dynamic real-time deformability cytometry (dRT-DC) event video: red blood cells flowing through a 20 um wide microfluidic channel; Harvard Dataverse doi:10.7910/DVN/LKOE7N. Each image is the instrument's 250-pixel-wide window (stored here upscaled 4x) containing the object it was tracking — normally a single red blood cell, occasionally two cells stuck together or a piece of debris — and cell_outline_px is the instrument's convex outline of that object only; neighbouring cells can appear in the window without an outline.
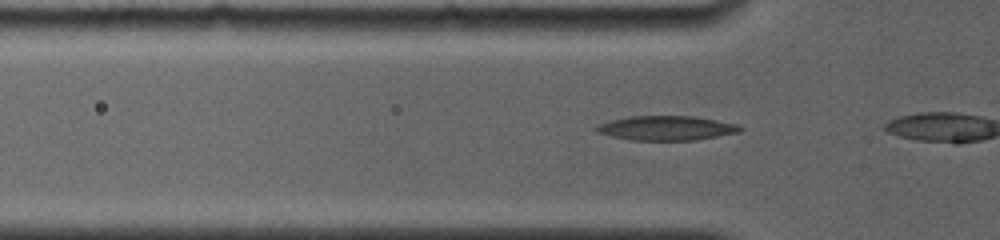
{"species": "common noctule bat (a hibernating species)", "species_latin": "Nyctalus noctula", "temperature_condition": "room temperature", "stored_images_in_passage": 13, "camera_frame_rate_fps": 4000, "um_per_image_px": 0.085, "animal": {"sex": "female", "body_mass_g": 19.0, "forearm_length_mm": 56.7}, "frame": {"image": 1, "passage_image": 4, "time_ms": 0.75, "image_size_px": [1000, 240], "cell_outline_px": [[744, 128], [740, 132], [696, 140], [632, 140], [612, 136], [596, 132], [592, 128], [596, 124], [628, 116], [696, 116], [740, 124]], "centroid_in_image_um": [56.66, 10.88], "position_along_channel_um": 69.1, "area_um2": 20.75}}